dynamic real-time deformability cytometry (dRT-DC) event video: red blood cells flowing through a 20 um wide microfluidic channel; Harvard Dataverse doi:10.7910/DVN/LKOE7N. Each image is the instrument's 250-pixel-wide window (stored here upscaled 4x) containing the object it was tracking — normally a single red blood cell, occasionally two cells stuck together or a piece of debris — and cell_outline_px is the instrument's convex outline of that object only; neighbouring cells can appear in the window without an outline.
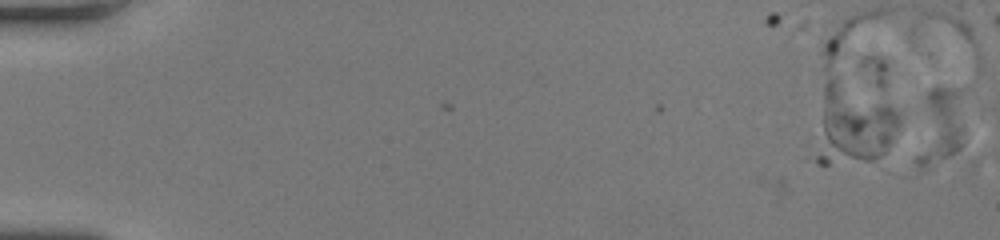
{"species": "human", "species_latin": "Homo sapiens", "temperature_condition": "room temperature", "stored_images_in_passage": 7, "camera_frame_rate_fps": 3000, "um_per_image_px": 0.085, "donor": {"sex": "female"}, "frame": {"image": 1, "passage_image": 1, "time_ms": 0.0, "image_size_px": [1000, 240], "cell_outline_px": [[968, 88], [960, 148], [956, 152], [948, 156], [916, 168], [916, 156], [928, 92], [932, 88]], "centroid_in_image_um": [80.04, 10.6], "position_along_channel_um": 5.0, "area_um2": 21.27}}